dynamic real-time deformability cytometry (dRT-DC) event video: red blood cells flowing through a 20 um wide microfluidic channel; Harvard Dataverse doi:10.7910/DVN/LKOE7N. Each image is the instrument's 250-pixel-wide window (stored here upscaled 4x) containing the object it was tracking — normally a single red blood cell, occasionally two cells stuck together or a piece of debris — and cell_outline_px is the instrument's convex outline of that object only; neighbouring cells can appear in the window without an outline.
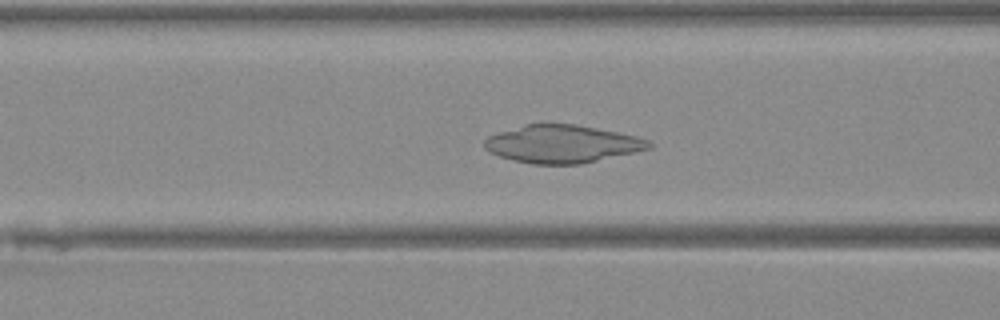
{"species": "Egyptian fruit bat (a non-hibernating species)", "species_latin": "Rousettus aegyptiacus", "temperature_condition": "warm", "stored_images_in_passage": 47, "camera_frame_rate_fps": 3000, "um_per_image_px": 0.085, "animal": {"sex": "female"}, "frame": {"image": 1, "passage_image": 19, "time_ms": 6.0, "image_size_px": [1000, 320], "cell_outline_px": [[652, 148], [580, 164], [532, 164], [500, 156], [488, 152], [484, 148], [484, 140], [488, 136], [524, 124], [572, 124], [596, 128], [636, 136], [648, 140], [652, 144]], "centroid_in_image_um": [47.76, 12.24], "position_along_channel_um": 118.8, "area_um2": 35.84}}
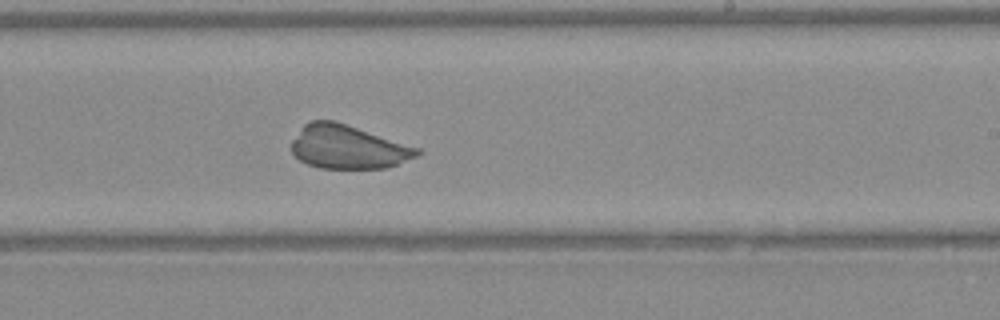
{"frame": {"image": 2, "passage_image": 29, "time_ms": 9.333, "image_size_px": [1000, 320], "cell_outline_px": [[424, 152], [416, 156], [388, 168], [320, 168], [308, 164], [300, 160], [292, 152], [292, 140], [304, 124], [308, 120], [336, 120], [420, 148]], "centroid_in_image_um": [29.59, 12.48], "position_along_channel_um": 259.4, "area_um2": 32.08}}
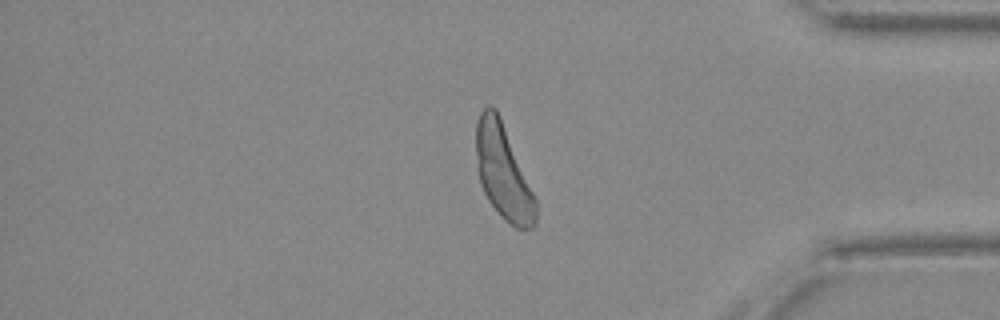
{"frame": {"image": 3, "passage_image": 40, "time_ms": 13.0, "image_size_px": [1000, 320], "cell_outline_px": [[536, 224], [532, 228], [516, 228], [508, 224], [500, 216], [488, 200], [480, 184], [476, 168], [476, 124], [480, 112], [488, 104], [492, 104], [496, 108], [500, 116], [536, 200]], "centroid_in_image_um": [42.74, 14.62], "position_along_channel_um": 392.5, "area_um2": 32.83}}